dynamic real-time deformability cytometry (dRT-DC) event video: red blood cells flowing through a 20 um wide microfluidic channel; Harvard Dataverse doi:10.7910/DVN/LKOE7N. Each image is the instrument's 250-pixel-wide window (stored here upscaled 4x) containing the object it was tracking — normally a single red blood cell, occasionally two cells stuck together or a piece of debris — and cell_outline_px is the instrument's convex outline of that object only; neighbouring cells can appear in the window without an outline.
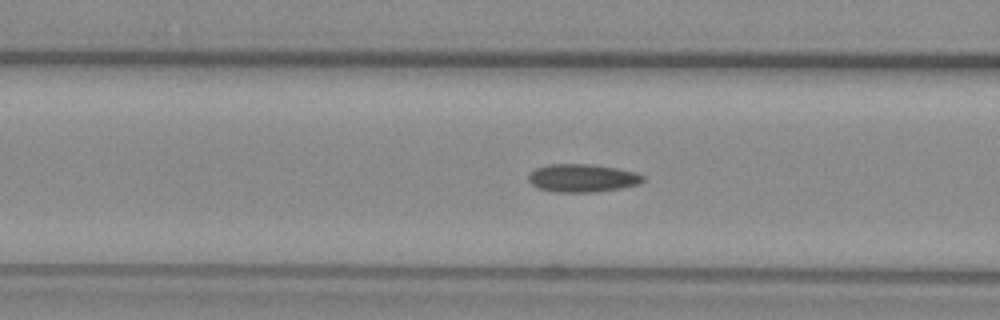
{"species": "common noctule bat (a hibernating species)", "species_latin": "Nyctalus noctula", "temperature_condition": "warm", "stored_images_in_passage": 54, "camera_frame_rate_fps": 3000, "um_per_image_px": 0.085, "animal": {"sex": "female", "body_mass_g": 29.2, "forearm_length_mm": 56.3}, "frame": {"image": 1, "passage_image": 22, "time_ms": 7.0, "image_size_px": [1000, 320], "cell_outline_px": [[644, 180], [640, 184], [620, 188], [596, 192], [556, 192], [536, 188], [528, 180], [528, 172], [536, 168], [548, 164], [592, 164], [616, 168], [636, 172], [644, 176]], "centroid_in_image_um": [49.48, 15.13], "position_along_channel_um": 117.1, "area_um2": 18.9}}
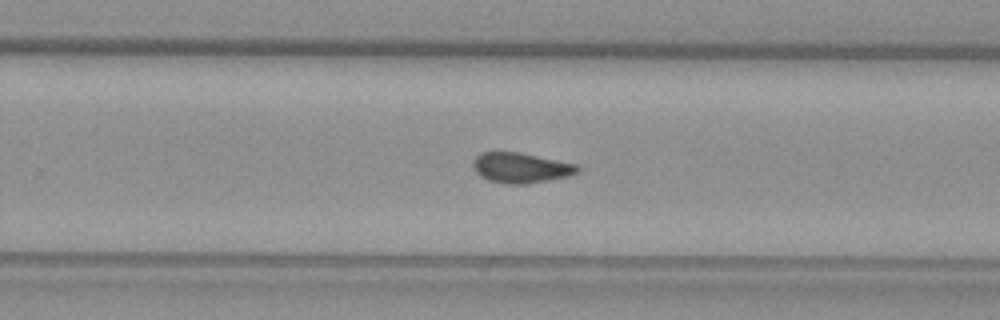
{"frame": {"image": 2, "passage_image": 35, "time_ms": 11.333, "image_size_px": [1000, 320], "cell_outline_px": [[580, 168], [576, 172], [568, 176], [548, 180], [524, 184], [508, 184], [488, 180], [480, 176], [472, 168], [472, 160], [480, 152], [520, 152], [576, 164]], "centroid_in_image_um": [44.21, 14.25], "position_along_channel_um": 285.6, "area_um2": 18.38}}
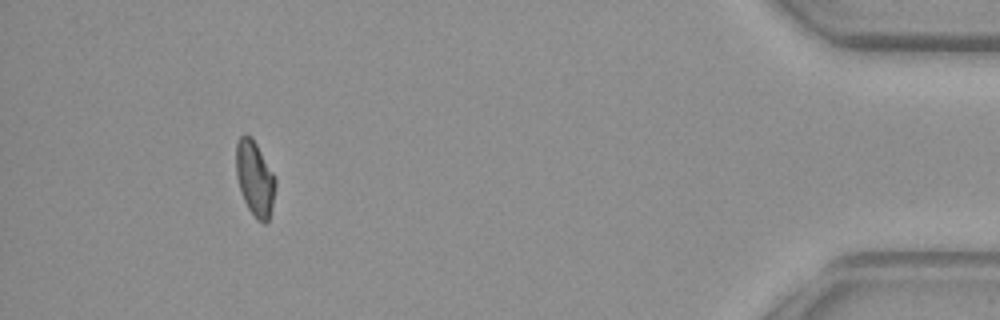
{"frame": {"image": 3, "passage_image": 50, "time_ms": 16.333, "image_size_px": [1000, 320], "cell_outline_px": [[276, 184], [272, 204], [268, 220], [264, 224], [256, 220], [248, 208], [240, 192], [236, 176], [236, 144], [240, 136], [252, 136], [276, 176]], "centroid_in_image_um": [21.66, 15.17], "position_along_channel_um": 413.5, "area_um2": 17.34}, "authors_computed_cell_mechanics": {"area_um2": 17.9469, "velocity_mm_per_s": 3.8951, "shape_relaxation_time_tau1_ms": null, "shape_relaxation_time_tau2_ms": 2.4974, "deformation_change_tau1": null, "deformation_change_tau2": 0.0705}}